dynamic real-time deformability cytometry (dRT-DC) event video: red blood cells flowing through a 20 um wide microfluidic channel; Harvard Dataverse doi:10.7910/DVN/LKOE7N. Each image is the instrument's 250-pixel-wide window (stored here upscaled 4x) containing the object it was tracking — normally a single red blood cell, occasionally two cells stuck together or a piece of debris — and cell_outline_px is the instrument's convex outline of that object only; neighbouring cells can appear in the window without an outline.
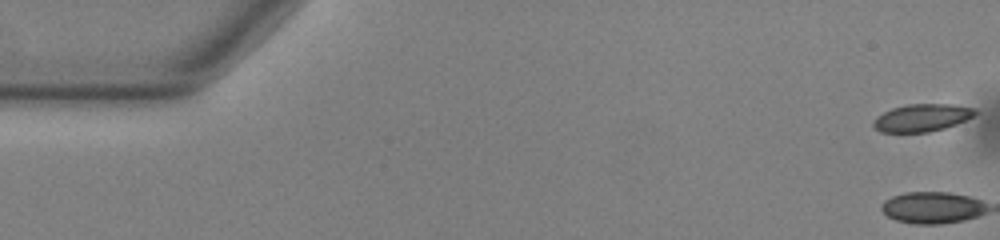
{"species": "common noctule bat (a hibernating species)", "species_latin": "Nyctalus noctula", "temperature_condition": "warm", "stored_images_in_passage": 42, "segment_of_instrument_passage": [1, 2], "camera_frame_rate_fps": 3000, "um_per_image_px": 0.085, "animal": {"sex": "male", "body_mass_g": 13.0, "forearm_length_mm": 53.1}, "frame": {"image": 1, "passage_image": 1, "time_ms": 0.0, "image_size_px": [1000, 240], "cell_outline_px": [[980, 112], [956, 124], [944, 128], [928, 132], [880, 132], [872, 124], [872, 120], [876, 116], [892, 108], [908, 104], [952, 104], [976, 108]], "centroid_in_image_um": [78.37, 10.0], "position_along_channel_um": 6.6, "area_um2": 16.36}}